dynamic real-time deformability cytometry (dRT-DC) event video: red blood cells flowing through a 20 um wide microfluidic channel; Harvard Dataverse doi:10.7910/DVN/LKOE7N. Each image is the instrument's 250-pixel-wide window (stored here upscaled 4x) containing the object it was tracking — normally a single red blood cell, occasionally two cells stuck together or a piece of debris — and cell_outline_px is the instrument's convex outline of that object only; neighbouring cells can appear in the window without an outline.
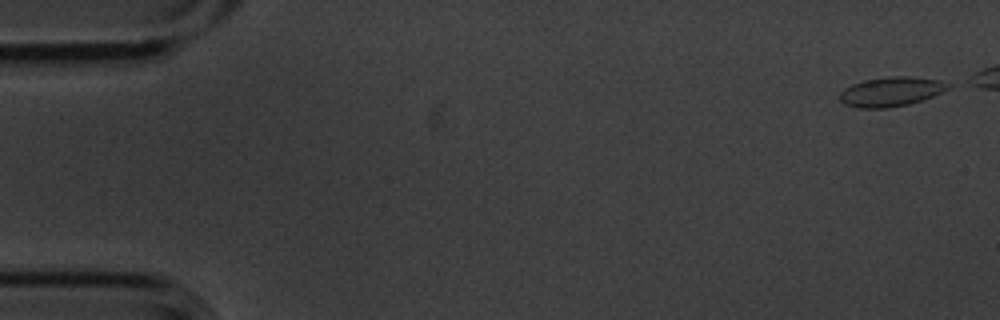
{"species": "common noctule bat (a hibernating species)", "species_latin": "Nyctalus noctula", "temperature_condition": "cold", "stored_images_in_passage": 4, "camera_frame_rate_fps": 3000, "um_per_image_px": 0.085, "animal": {"sex": "male", "body_mass_g": 20.1, "forearm_length_mm": 53.5}, "frame": {"image": 1, "passage_image": 1, "time_ms": 0.0, "image_size_px": [1000, 320], "cell_outline_px": [[952, 88], [932, 96], [908, 104], [888, 108], [856, 108], [844, 104], [840, 100], [840, 92], [844, 88], [852, 84], [864, 80], [888, 76], [912, 76], [940, 80], [952, 84]], "centroid_in_image_um": [75.75, 7.78], "position_along_channel_um": 9.2, "area_um2": 18.79}}